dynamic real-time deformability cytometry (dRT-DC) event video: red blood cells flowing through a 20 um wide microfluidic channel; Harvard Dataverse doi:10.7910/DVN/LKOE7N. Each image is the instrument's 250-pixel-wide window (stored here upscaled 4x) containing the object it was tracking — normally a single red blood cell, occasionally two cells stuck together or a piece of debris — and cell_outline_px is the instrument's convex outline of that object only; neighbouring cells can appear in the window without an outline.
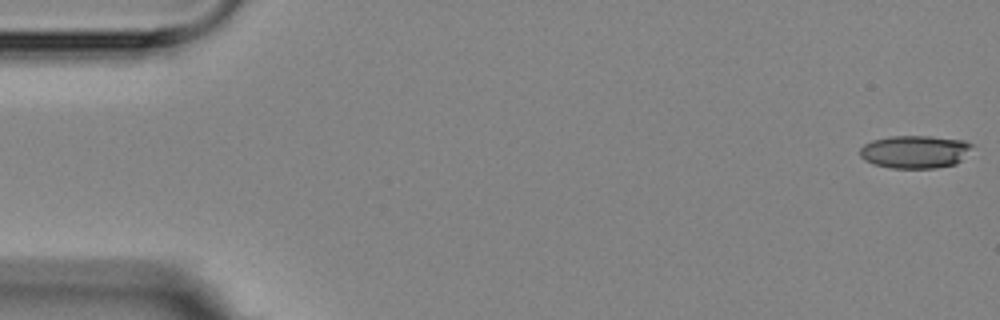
{"species": "Egyptian fruit bat (a non-hibernating species)", "species_latin": "Rousettus aegyptiacus", "temperature_condition": "room temperature", "stored_images_in_passage": 6, "segment_of_instrument_passage": [1, 2], "camera_frame_rate_fps": 3000, "um_per_image_px": 0.085, "animal": {"sex": "female"}, "frame": {"image": 1, "passage_image": 1, "time_ms": 0.0, "image_size_px": [1000, 320], "cell_outline_px": [[972, 144], [960, 160], [956, 164], [936, 168], [892, 168], [872, 164], [864, 160], [860, 156], [860, 148], [864, 144], [872, 140], [888, 136], [928, 136], [964, 140]], "centroid_in_image_um": [77.7, 12.9], "position_along_channel_um": 7.3, "area_um2": 21.39}}
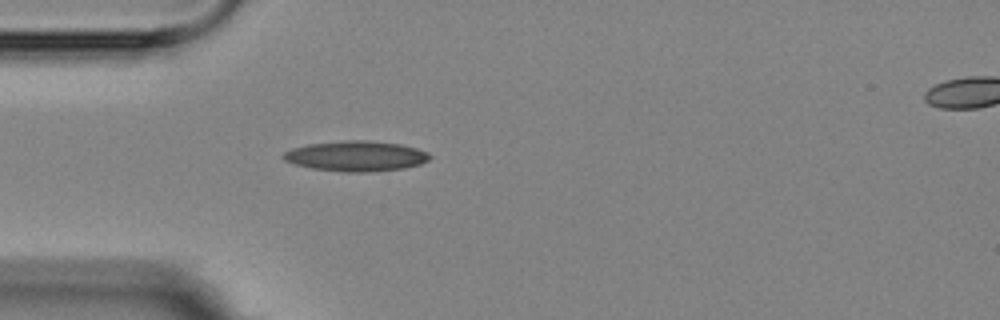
{"frame": {"image": 2, "passage_image": 5, "time_ms": 5.0, "image_size_px": [1000, 320], "cell_outline_px": [[432, 156], [428, 160], [420, 164], [404, 168], [368, 172], [344, 172], [312, 168], [296, 164], [284, 160], [280, 156], [284, 152], [292, 148], [308, 144], [348, 140], [368, 140], [400, 144], [416, 148], [428, 152]], "centroid_in_image_um": [30.26, 13.26], "position_along_channel_um": 54.7, "area_um2": 25.84}}